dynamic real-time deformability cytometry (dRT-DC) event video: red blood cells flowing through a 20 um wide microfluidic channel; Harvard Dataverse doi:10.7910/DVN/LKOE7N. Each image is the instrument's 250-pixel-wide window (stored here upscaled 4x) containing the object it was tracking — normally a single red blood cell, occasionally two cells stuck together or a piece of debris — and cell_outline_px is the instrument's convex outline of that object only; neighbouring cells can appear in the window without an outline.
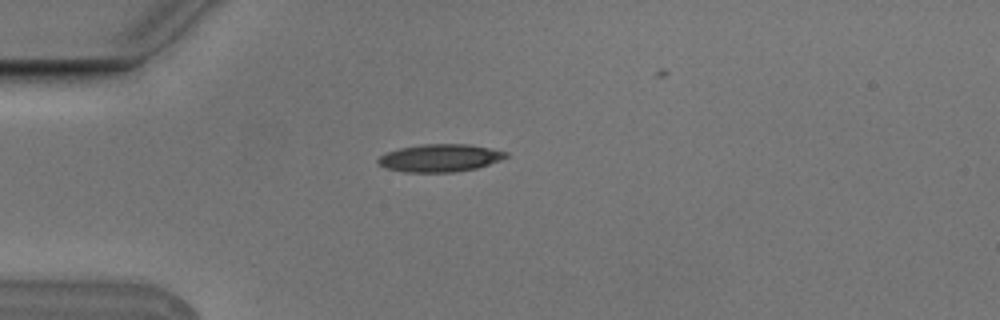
{"species": "Egyptian fruit bat (a non-hibernating species)", "species_latin": "Rousettus aegyptiacus", "temperature_condition": "cold", "stored_images_in_passage": 3, "camera_frame_rate_fps": 3000, "um_per_image_px": 0.085, "animal": {"sex": "male"}, "frame": {"image": 1, "passage_image": 2, "time_ms": 0.333, "image_size_px": [1000, 320], "cell_outline_px": [[508, 156], [500, 160], [476, 168], [456, 172], [404, 172], [384, 168], [376, 160], [384, 152], [400, 148], [420, 144], [468, 144], [508, 152]], "centroid_in_image_um": [37.35, 13.43], "position_along_channel_um": 47.6, "area_um2": 20.63}}